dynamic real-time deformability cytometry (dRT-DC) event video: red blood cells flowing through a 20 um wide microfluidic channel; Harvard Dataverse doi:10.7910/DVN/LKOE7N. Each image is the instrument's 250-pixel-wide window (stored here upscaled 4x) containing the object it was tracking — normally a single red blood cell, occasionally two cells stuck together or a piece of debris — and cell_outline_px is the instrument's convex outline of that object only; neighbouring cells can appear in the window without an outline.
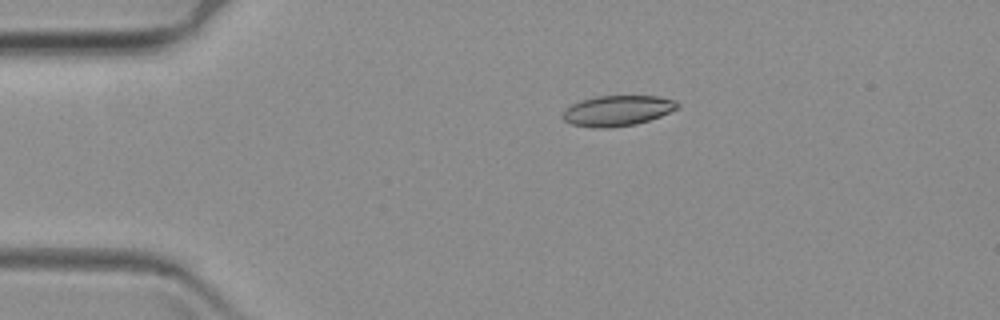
{"species": "common noctule bat (a hibernating species)", "species_latin": "Nyctalus noctula", "temperature_condition": "warm", "stored_images_in_passage": 45, "camera_frame_rate_fps": 3000, "um_per_image_px": 0.085, "animal": {"sex": "female", "body_mass_g": 19.3, "forearm_length_mm": 54.1}, "frame": {"image": 1, "passage_image": 2, "time_ms": 0.333, "image_size_px": [1000, 320], "cell_outline_px": [[680, 108], [660, 116], [636, 124], [604, 128], [592, 128], [572, 124], [564, 120], [560, 116], [572, 104], [596, 96], [656, 96], [676, 100], [680, 104]], "centroid_in_image_um": [52.51, 9.41], "position_along_channel_um": 32.5, "area_um2": 20.29}}
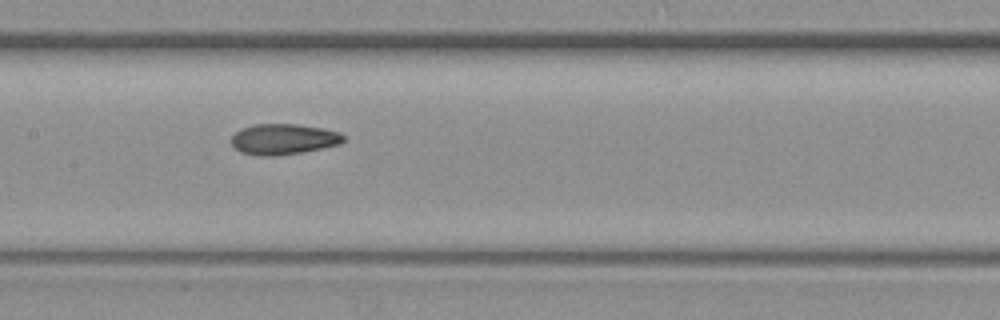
{"frame": {"image": 2, "passage_image": 20, "time_ms": 6.333, "image_size_px": [1000, 320], "cell_outline_px": [[344, 140], [340, 144], [300, 152], [276, 156], [256, 156], [240, 152], [232, 144], [232, 136], [236, 132], [244, 128], [256, 124], [296, 124], [324, 128], [340, 132], [344, 136]], "centroid_in_image_um": [24.1, 11.83], "position_along_channel_um": 183.3, "area_um2": 19.94}}
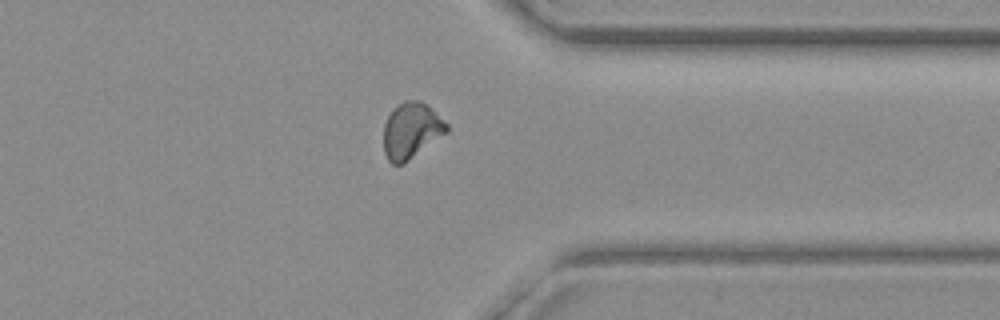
{"frame": {"image": 3, "passage_image": 38, "time_ms": 12.333, "image_size_px": [1000, 320], "cell_outline_px": [[448, 132], [404, 164], [392, 164], [388, 160], [384, 152], [384, 124], [388, 116], [404, 100], [420, 100], [448, 124]], "centroid_in_image_um": [34.96, 11.13], "position_along_channel_um": 376.4, "area_um2": 20.29}}